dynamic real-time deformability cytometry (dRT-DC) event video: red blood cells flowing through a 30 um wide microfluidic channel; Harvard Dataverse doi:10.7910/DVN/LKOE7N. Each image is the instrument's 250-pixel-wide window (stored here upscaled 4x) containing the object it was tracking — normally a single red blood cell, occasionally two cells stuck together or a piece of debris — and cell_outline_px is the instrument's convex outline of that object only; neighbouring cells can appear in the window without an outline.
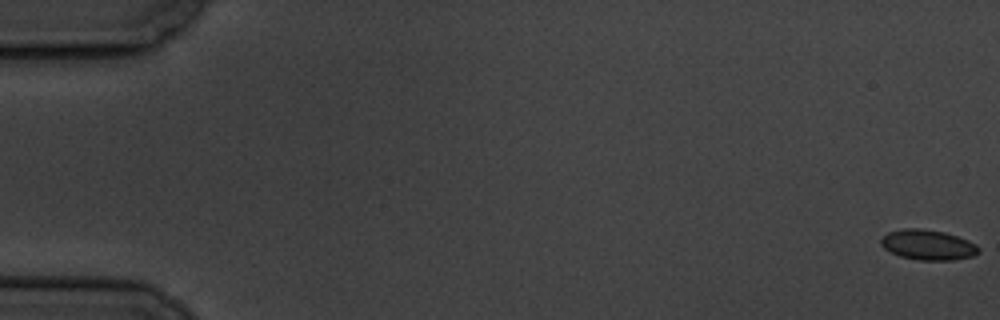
{"species": "common noctule bat (a hibernating species)", "species_latin": "Nyctalus noctula", "temperature_condition": "cold", "stored_images_in_passage": 5, "camera_frame_rate_fps": 3000, "um_per_image_px": 0.085, "animal": {"sex": "male", "body_mass_g": 19.5, "forearm_length_mm": 54.6}, "frame": {"image": 1, "passage_image": 1, "time_ms": 0.0, "image_size_px": [1000, 320], "cell_outline_px": [[980, 252], [972, 256], [952, 260], [916, 260], [900, 256], [884, 248], [880, 244], [880, 240], [888, 232], [904, 228], [920, 228], [944, 232], [968, 240], [976, 244], [980, 248]], "centroid_in_image_um": [78.88, 20.81], "position_along_channel_um": 6.1, "area_um2": 17.17}}
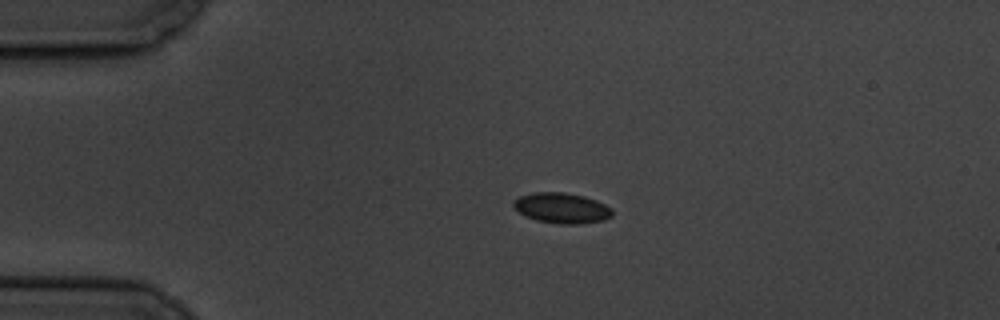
{"frame": {"image": 2, "passage_image": 4, "time_ms": 4.333, "image_size_px": [1000, 320], "cell_outline_px": [[612, 216], [604, 220], [580, 224], [560, 224], [536, 220], [524, 216], [512, 204], [512, 200], [520, 196], [532, 192], [564, 192], [584, 196], [596, 200], [612, 208]], "centroid_in_image_um": [47.74, 17.68], "position_along_channel_um": 37.3, "area_um2": 17.63}}